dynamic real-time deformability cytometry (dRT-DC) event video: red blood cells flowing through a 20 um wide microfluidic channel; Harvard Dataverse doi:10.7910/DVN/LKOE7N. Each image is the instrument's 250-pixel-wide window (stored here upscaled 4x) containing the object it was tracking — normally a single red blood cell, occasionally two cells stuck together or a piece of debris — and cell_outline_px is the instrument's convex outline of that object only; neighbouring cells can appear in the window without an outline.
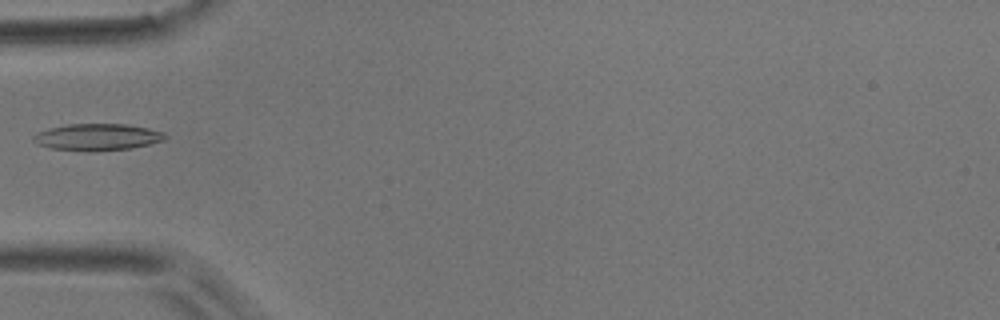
{"species": "common noctule bat (a hibernating species)", "species_latin": "Nyctalus noctula", "temperature_condition": "room temperature", "stored_images_in_passage": 15, "camera_frame_rate_fps": 3000, "um_per_image_px": 0.085, "animal": {"sex": "male", "body_mass_g": 17.9}, "frame": {"image": 1, "passage_image": 1, "time_ms": 0.0, "image_size_px": [1000, 320], "cell_outline_px": [[168, 136], [164, 140], [132, 148], [96, 152], [88, 152], [52, 148], [36, 144], [32, 140], [32, 136], [36, 132], [48, 128], [68, 124], [124, 124], [148, 128], [164, 132]], "centroid_in_image_um": [8.24, 11.66], "position_along_channel_um": 76.8, "area_um2": 20.81}}
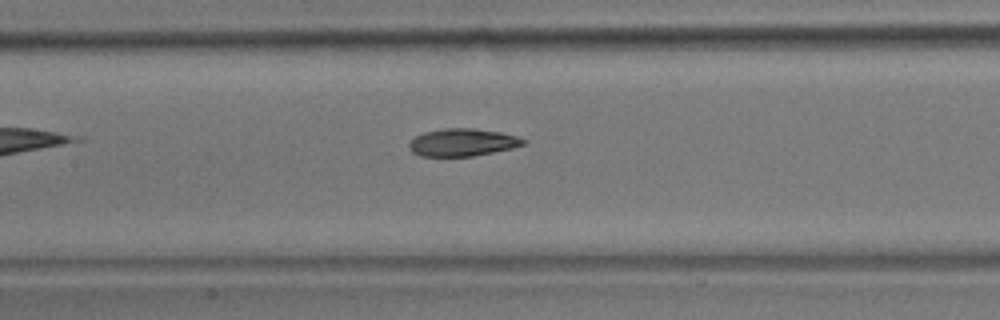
{"frame": {"image": 2, "passage_image": 8, "time_ms": 2.333, "image_size_px": [1000, 320], "cell_outline_px": [[528, 140], [524, 144], [512, 148], [472, 156], [420, 156], [412, 152], [408, 148], [408, 144], [416, 136], [424, 132], [444, 128], [472, 128], [500, 132], [516, 136]], "centroid_in_image_um": [39.29, 12.1], "position_along_channel_um": 168.1, "area_um2": 18.26}}
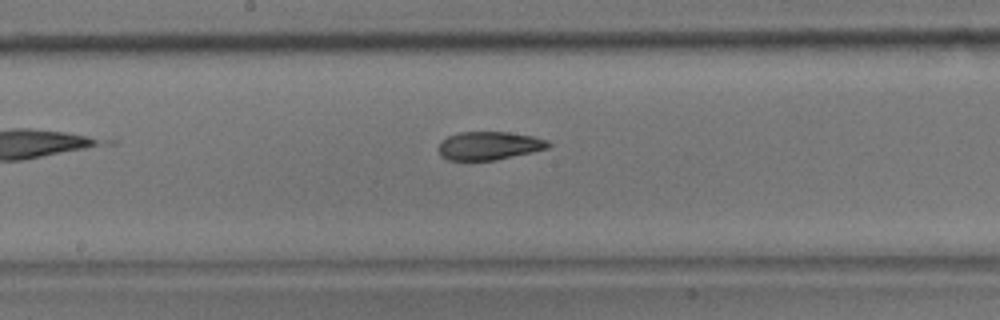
{"frame": {"image": 3, "passage_image": 11, "time_ms": 3.333, "image_size_px": [1000, 320], "cell_outline_px": [[552, 144], [548, 148], [532, 152], [496, 160], [448, 160], [440, 156], [436, 148], [440, 140], [448, 136], [460, 132], [508, 132], [532, 136], [548, 140]], "centroid_in_image_um": [41.53, 12.38], "position_along_channel_um": 206.7, "area_um2": 18.32}}